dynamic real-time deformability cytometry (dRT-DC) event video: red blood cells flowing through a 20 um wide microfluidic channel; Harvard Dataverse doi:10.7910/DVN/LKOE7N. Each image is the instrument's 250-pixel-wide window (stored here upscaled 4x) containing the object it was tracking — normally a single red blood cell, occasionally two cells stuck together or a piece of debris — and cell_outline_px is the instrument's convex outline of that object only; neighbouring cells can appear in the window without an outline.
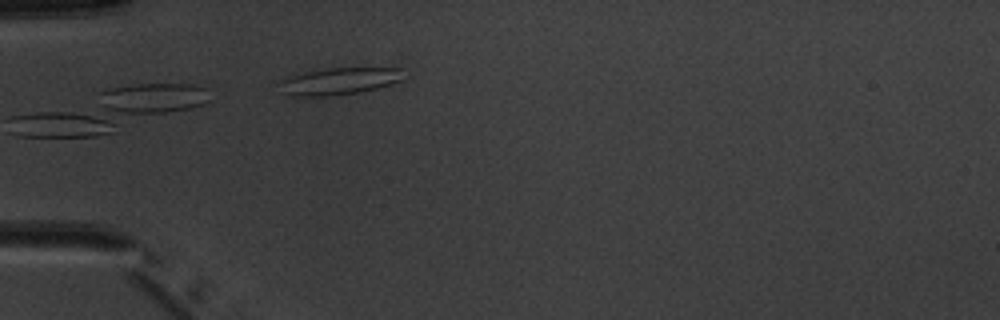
{"species": "common noctule bat (a hibernating species)", "species_latin": "Nyctalus noctula", "temperature_condition": "warm", "stored_images_in_passage": 4, "camera_frame_rate_fps": 3000, "um_per_image_px": 0.085, "animal": {"sex": "male", "body_mass_g": 20.1, "forearm_length_mm": 53.5}, "frame": {"image": 1, "passage_image": 4, "time_ms": 4.333, "image_size_px": [1000, 320], "cell_outline_px": [[400, 80], [376, 88], [356, 92], [328, 96], [292, 96], [284, 92], [280, 80], [288, 76], [304, 72], [328, 68], [400, 68]], "centroid_in_image_um": [28.75, 6.89], "position_along_channel_um": 56.2, "area_um2": 18.9}}